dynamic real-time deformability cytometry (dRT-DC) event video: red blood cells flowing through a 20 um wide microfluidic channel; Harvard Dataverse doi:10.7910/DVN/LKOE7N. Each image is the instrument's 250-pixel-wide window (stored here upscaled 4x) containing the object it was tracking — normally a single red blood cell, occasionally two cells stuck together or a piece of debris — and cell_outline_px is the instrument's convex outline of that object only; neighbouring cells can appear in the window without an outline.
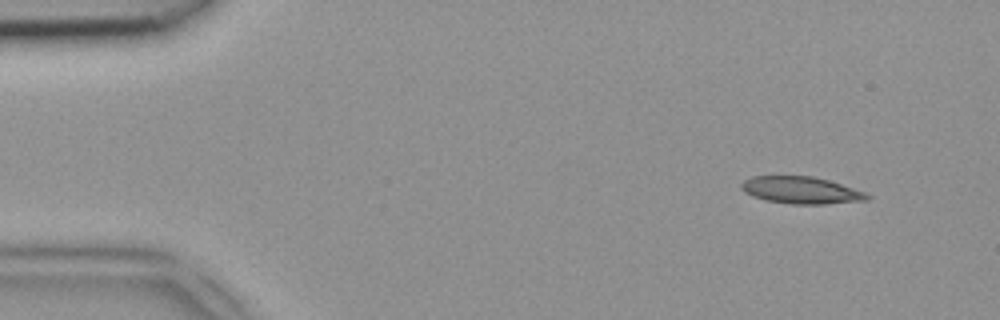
{"species": "common noctule bat (a hibernating species)", "species_latin": "Nyctalus noctula", "temperature_condition": "room temperature", "stored_images_in_passage": 26, "camera_frame_rate_fps": 3000, "um_per_image_px": 0.085, "animal": {"sex": "female", "body_mass_g": 18.4}, "frame": {"image": 1, "passage_image": 4, "time_ms": 1.0, "image_size_px": [1000, 320], "cell_outline_px": [[872, 196], [868, 200], [824, 204], [792, 204], [764, 200], [752, 196], [744, 192], [740, 188], [740, 184], [744, 180], [752, 176], [812, 176], [828, 180], [864, 192]], "centroid_in_image_um": [68.05, 16.17], "position_along_channel_um": 16.9, "area_um2": 19.83}}
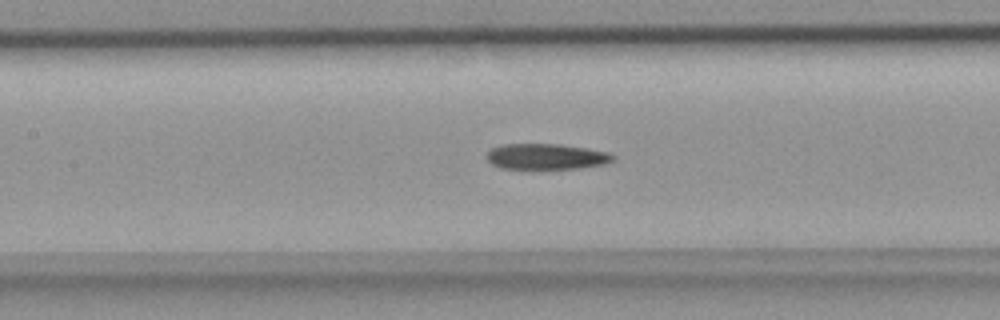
{"frame": {"image": 2, "passage_image": 21, "time_ms": 6.667, "image_size_px": [1000, 320], "cell_outline_px": [[616, 160], [604, 164], [580, 168], [532, 172], [500, 168], [492, 164], [488, 160], [488, 152], [492, 148], [500, 144], [560, 144], [588, 148], [608, 152], [616, 156]], "centroid_in_image_um": [46.44, 13.36], "position_along_channel_um": 161.0, "area_um2": 20.06}}
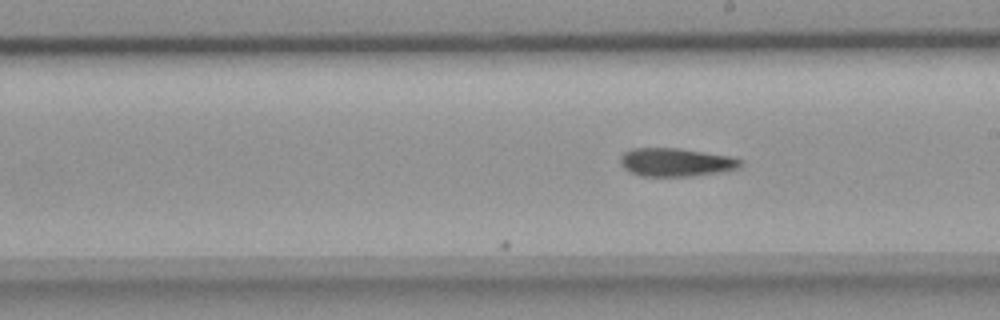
{"frame": {"image": 3, "passage_image": 26, "time_ms": 8.333, "image_size_px": [1000, 320], "cell_outline_px": [[744, 164], [740, 168], [724, 172], [688, 176], [640, 176], [624, 168], [620, 164], [620, 156], [624, 152], [632, 148], [680, 148], [732, 156], [744, 160]], "centroid_in_image_um": [57.52, 13.79], "position_along_channel_um": 231.5, "area_um2": 20.17}}